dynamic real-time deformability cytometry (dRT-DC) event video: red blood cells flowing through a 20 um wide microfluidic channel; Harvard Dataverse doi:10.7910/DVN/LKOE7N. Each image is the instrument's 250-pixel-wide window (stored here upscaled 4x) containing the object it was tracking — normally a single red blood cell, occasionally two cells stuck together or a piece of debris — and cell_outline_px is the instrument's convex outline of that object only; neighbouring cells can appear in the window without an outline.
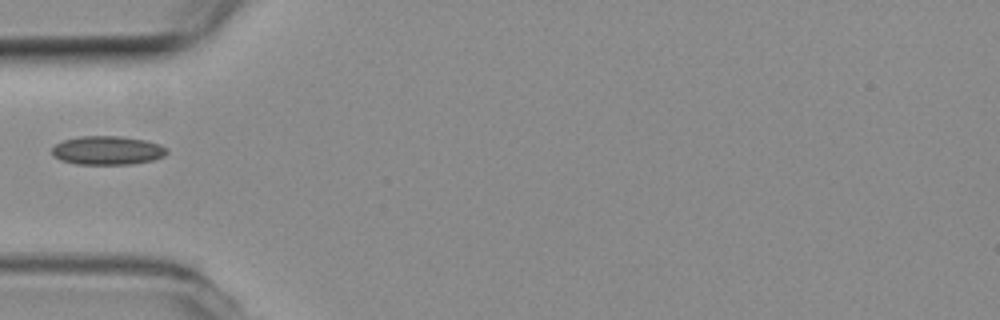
{"species": "common noctule bat (a hibernating species)", "species_latin": "Nyctalus noctula", "temperature_condition": "room temperature", "stored_images_in_passage": 4, "camera_frame_rate_fps": 3000, "um_per_image_px": 0.085, "animal": {"sex": "female", "body_mass_g": 19.3, "forearm_length_mm": 54.1}, "frame": {"image": 1, "passage_image": 1, "time_ms": 0.0, "image_size_px": [1000, 320], "cell_outline_px": [[168, 152], [164, 156], [152, 160], [132, 164], [76, 164], [60, 160], [52, 156], [52, 148], [56, 144], [64, 140], [80, 136], [120, 136], [144, 140], [160, 144], [168, 148]], "centroid_in_image_um": [9.13, 12.78], "position_along_channel_um": 75.9, "area_um2": 19.31}}